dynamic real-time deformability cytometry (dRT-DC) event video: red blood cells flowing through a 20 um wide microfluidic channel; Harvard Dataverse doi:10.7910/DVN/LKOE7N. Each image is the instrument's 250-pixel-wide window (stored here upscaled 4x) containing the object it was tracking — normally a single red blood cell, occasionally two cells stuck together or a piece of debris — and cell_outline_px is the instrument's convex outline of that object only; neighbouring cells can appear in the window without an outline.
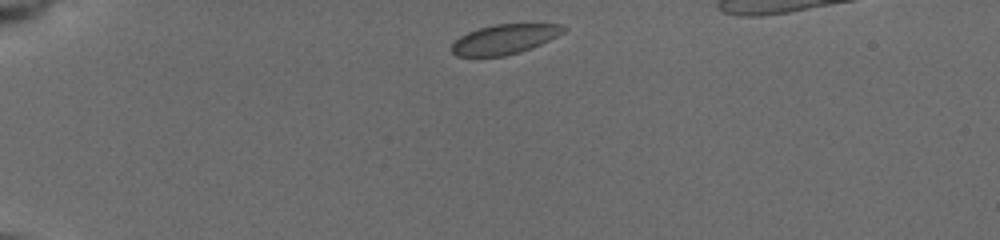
{"species": "common noctule bat (a hibernating species)", "species_latin": "Nyctalus noctula", "temperature_condition": "cold", "stored_images_in_passage": 4, "camera_frame_rate_fps": 3000, "um_per_image_px": 0.085, "animal": {"sex": "female", "body_mass_g": 19.5, "forearm_length_mm": 54.1}, "frame": {"image": 1, "passage_image": 1, "time_ms": 0.0, "image_size_px": [1000, 240], "cell_outline_px": [[568, 28], [564, 32], [532, 48], [520, 52], [504, 56], [456, 56], [452, 52], [452, 44], [460, 36], [468, 32], [480, 28], [496, 24], [560, 24]], "centroid_in_image_um": [42.89, 3.33], "position_along_channel_um": 42.1, "area_um2": 19.19}}
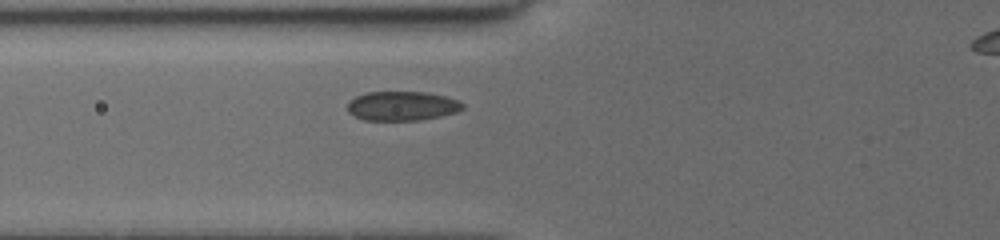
{"frame": {"image": 2, "passage_image": 4, "time_ms": 2.667, "image_size_px": [1000, 240], "cell_outline_px": [[464, 108], [456, 112], [440, 116], [420, 120], [364, 120], [348, 112], [348, 104], [356, 96], [364, 92], [428, 92], [444, 96], [456, 100], [464, 104]], "centroid_in_image_um": [34.18, 9.0], "position_along_channel_um": 91.6, "area_um2": 19.54}}